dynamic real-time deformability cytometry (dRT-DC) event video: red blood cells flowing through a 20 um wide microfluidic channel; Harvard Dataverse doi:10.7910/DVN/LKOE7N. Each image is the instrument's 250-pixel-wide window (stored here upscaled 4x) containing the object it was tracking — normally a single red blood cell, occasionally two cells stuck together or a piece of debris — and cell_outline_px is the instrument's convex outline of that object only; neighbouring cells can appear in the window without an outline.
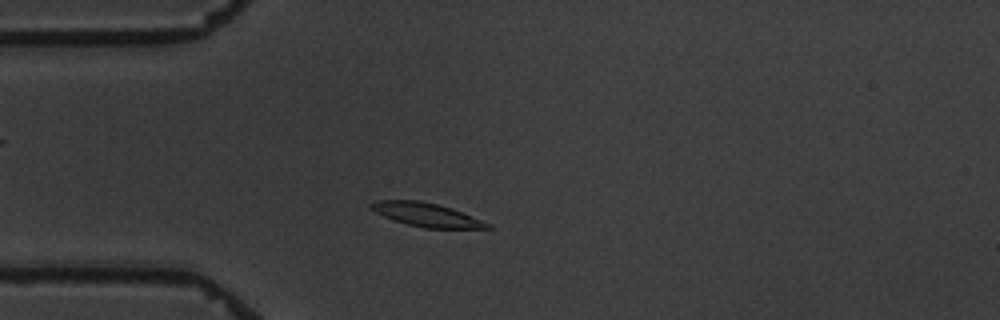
{"species": "common noctule bat (a hibernating species)", "species_latin": "Nyctalus noctula", "temperature_condition": "warm", "stored_images_in_passage": 7, "camera_frame_rate_fps": 3000, "um_per_image_px": 0.085, "animal": {"sex": "male", "body_mass_g": 19.5, "forearm_length_mm": 54.6}, "frame": {"image": 1, "passage_image": 2, "time_ms": 1.333, "image_size_px": [1000, 320], "cell_outline_px": [[496, 228], [424, 228], [408, 224], [384, 216], [368, 208], [368, 204], [376, 200], [420, 200], [452, 208], [492, 224]], "centroid_in_image_um": [36.26, 18.24], "position_along_channel_um": 48.7, "area_um2": 16.01}}
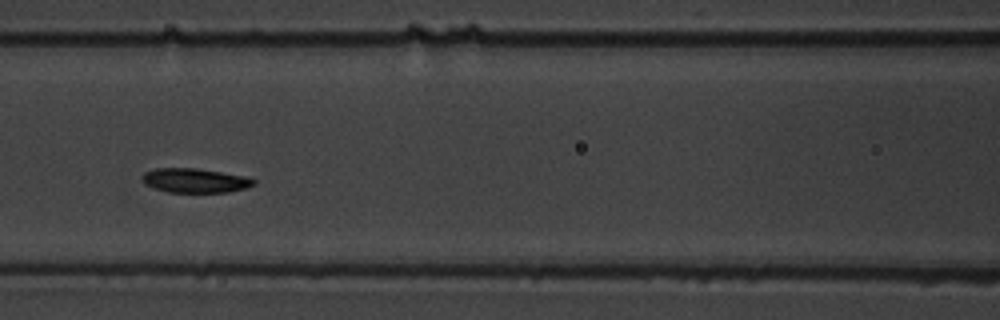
{"frame": {"image": 2, "passage_image": 5, "time_ms": 4.667, "image_size_px": [1000, 320], "cell_outline_px": [[256, 184], [248, 188], [228, 192], [168, 192], [144, 184], [140, 176], [144, 172], [156, 168], [196, 168], [244, 176], [256, 180]], "centroid_in_image_um": [16.57, 15.34], "position_along_channel_um": 150.0, "area_um2": 15.84}}
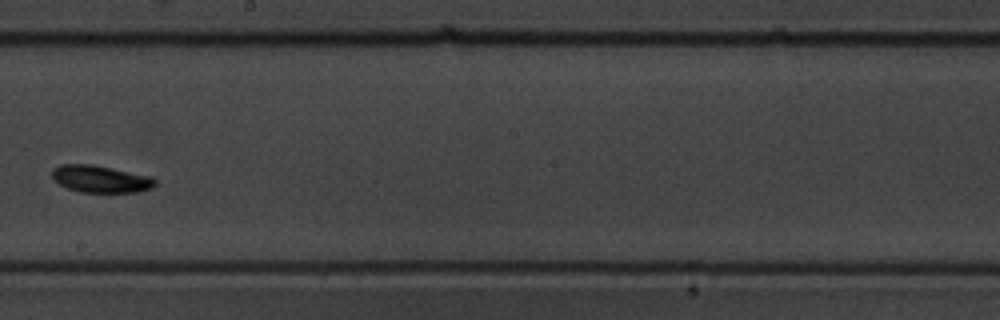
{"frame": {"image": 3, "passage_image": 7, "time_ms": 7.333, "image_size_px": [1000, 320], "cell_outline_px": [[156, 184], [152, 188], [140, 192], [80, 192], [68, 188], [60, 184], [52, 176], [52, 168], [60, 164], [92, 164], [152, 176], [156, 180]], "centroid_in_image_um": [8.58, 15.21], "position_along_channel_um": 239.6, "area_um2": 16.36}}